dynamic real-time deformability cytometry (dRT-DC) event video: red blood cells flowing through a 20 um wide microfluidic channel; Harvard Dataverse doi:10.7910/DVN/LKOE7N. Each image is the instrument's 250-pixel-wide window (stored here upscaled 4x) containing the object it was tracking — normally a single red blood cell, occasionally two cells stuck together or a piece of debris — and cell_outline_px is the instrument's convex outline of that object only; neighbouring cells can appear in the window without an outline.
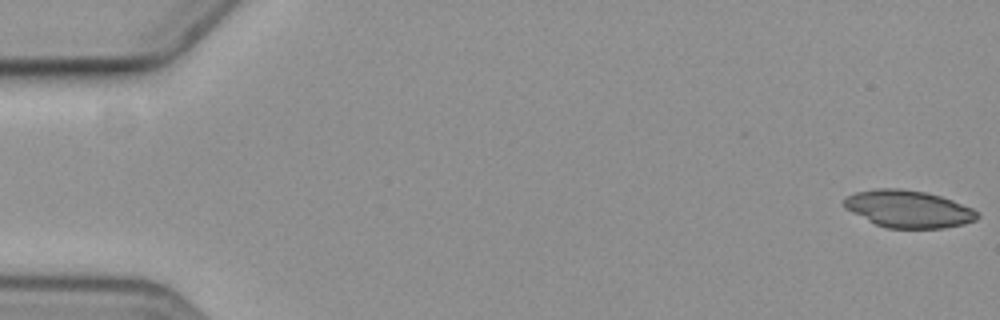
{"species": "common noctule bat (a hibernating species)", "species_latin": "Nyctalus noctula", "temperature_condition": "cold", "stored_images_in_passage": 5, "segment_of_instrument_passage": [2, 2], "camera_frame_rate_fps": 3000, "um_per_image_px": 0.085, "animal": {"sex": "female", "body_mass_g": 19.3, "forearm_length_mm": 54.1}, "frame": {"image": 1, "passage_image": 5, "time_ms": 5.667, "image_size_px": [1000, 320], "cell_outline_px": [[980, 216], [976, 220], [964, 224], [944, 228], [884, 228], [844, 208], [844, 200], [848, 196], [856, 192], [876, 188], [900, 188], [924, 192], [940, 196], [952, 200], [972, 208], [980, 212]], "centroid_in_image_um": [77.24, 17.76], "position_along_channel_um": 7.8, "area_um2": 28.9}}